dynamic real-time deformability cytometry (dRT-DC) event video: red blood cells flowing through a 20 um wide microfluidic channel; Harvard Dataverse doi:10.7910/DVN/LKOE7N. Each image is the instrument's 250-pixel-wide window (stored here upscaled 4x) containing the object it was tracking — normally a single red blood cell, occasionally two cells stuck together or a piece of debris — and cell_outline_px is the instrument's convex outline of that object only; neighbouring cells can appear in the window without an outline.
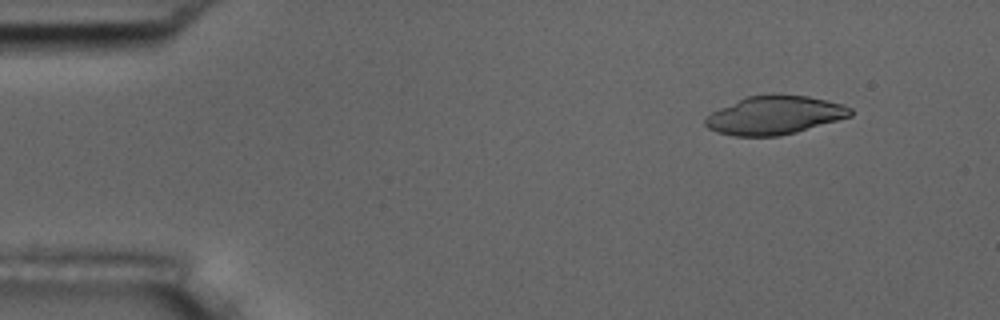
{"species": "common noctule bat (a hibernating species)", "species_latin": "Nyctalus noctula", "temperature_condition": "room temperature", "stored_images_in_passage": 51, "camera_frame_rate_fps": 3000, "um_per_image_px": 0.085, "animal": {"sex": "male", "body_mass_g": 17.5, "forearm_length_mm": 52.3}, "frame": {"image": 1, "passage_image": 2, "time_ms": 0.333, "image_size_px": [1000, 320], "cell_outline_px": [[852, 116], [796, 132], [780, 136], [736, 136], [716, 132], [708, 128], [704, 124], [704, 120], [712, 112], [720, 108], [748, 96], [772, 92], [776, 92], [808, 96], [828, 100], [844, 104], [852, 108]], "centroid_in_image_um": [65.87, 9.77], "position_along_channel_um": 19.1, "area_um2": 32.95}}